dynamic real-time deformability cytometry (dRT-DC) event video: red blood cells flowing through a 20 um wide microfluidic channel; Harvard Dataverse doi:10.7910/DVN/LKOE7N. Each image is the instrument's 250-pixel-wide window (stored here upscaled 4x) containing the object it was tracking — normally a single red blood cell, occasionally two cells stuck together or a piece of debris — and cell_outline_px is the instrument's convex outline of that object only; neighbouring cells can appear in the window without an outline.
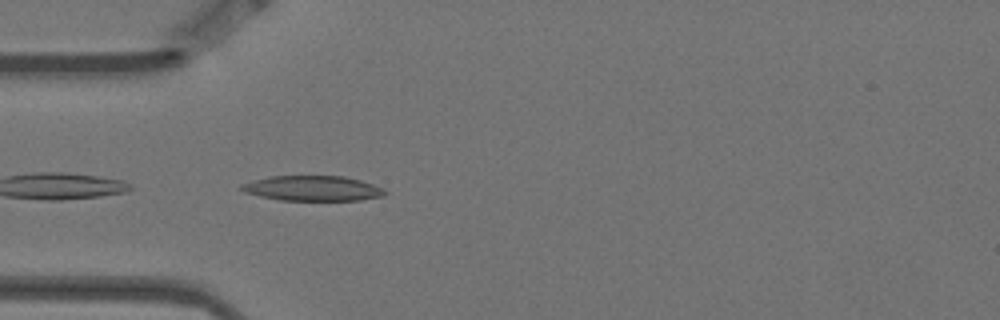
{"species": "Egyptian fruit bat (a non-hibernating species)", "species_latin": "Rousettus aegyptiacus", "temperature_condition": "warm", "stored_images_in_passage": 3, "camera_frame_rate_fps": 3000, "um_per_image_px": 0.085, "animal": {"sex": "female"}, "frame": {"image": 1, "passage_image": 3, "time_ms": 0.667, "image_size_px": [1000, 320], "cell_outline_px": [[388, 192], [384, 196], [360, 200], [280, 200], [260, 196], [244, 192], [236, 188], [240, 184], [252, 180], [268, 176], [344, 176], [360, 180], [384, 188]], "centroid_in_image_um": [26.54, 16.0], "position_along_channel_um": 58.5, "area_um2": 21.21}}